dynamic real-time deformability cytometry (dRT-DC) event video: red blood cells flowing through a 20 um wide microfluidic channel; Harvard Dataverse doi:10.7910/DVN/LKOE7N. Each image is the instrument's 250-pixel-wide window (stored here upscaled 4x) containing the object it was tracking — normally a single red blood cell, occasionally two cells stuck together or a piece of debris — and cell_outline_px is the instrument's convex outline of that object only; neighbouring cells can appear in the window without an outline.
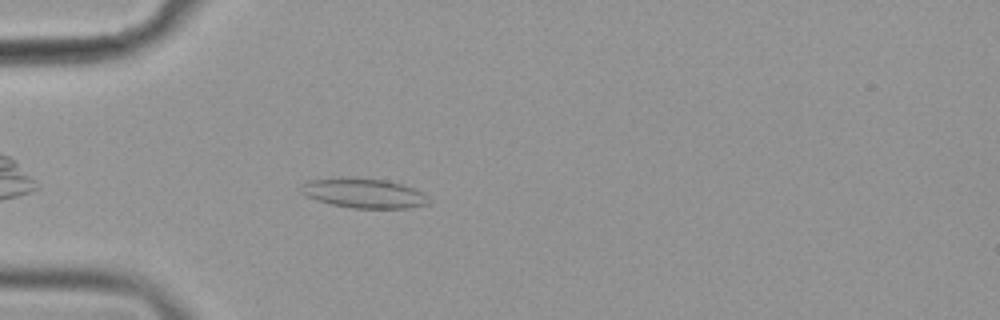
{"species": "common noctule bat (a hibernating species)", "species_latin": "Nyctalus noctula", "temperature_condition": "cold", "stored_images_in_passage": 45, "camera_frame_rate_fps": 3000, "um_per_image_px": 0.085, "animal": {"sex": "female", "body_mass_g": 19.9}, "frame": {"image": 1, "passage_image": 6, "time_ms": 1.667, "image_size_px": [1000, 320], "cell_outline_px": [[428, 204], [408, 208], [352, 208], [332, 204], [316, 200], [300, 192], [300, 184], [308, 180], [344, 176], [388, 180], [424, 192], [428, 196]], "centroid_in_image_um": [30.88, 16.4], "position_along_channel_um": 54.1, "area_um2": 22.31}}
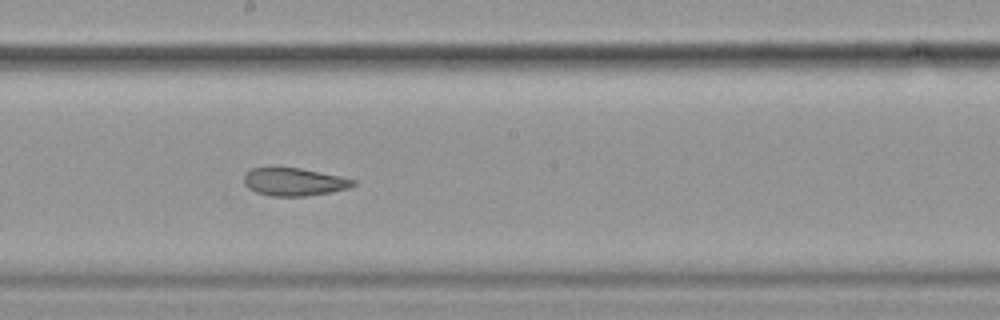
{"frame": {"image": 2, "passage_image": 21, "time_ms": 6.667, "image_size_px": [1000, 320], "cell_outline_px": [[356, 184], [348, 188], [332, 192], [304, 196], [272, 196], [256, 192], [248, 188], [244, 184], [244, 176], [252, 168], [300, 168], [340, 176], [356, 180]], "centroid_in_image_um": [25.01, 15.46], "position_along_channel_um": 223.2, "area_um2": 17.57}}
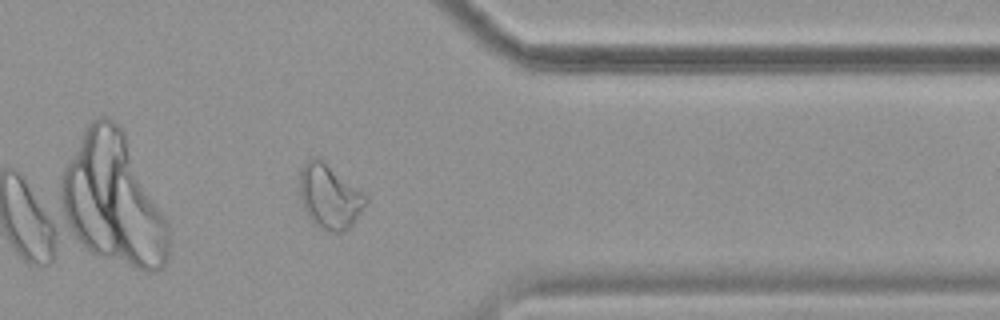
{"frame": {"image": 3, "passage_image": 35, "time_ms": 11.333, "image_size_px": [1000, 320], "cell_outline_px": [[368, 200], [352, 224], [348, 228], [340, 232], [328, 232], [312, 224], [304, 208], [300, 196], [300, 172], [304, 164], [312, 156], [316, 156], [368, 196]], "centroid_in_image_um": [27.99, 16.73], "position_along_channel_um": 383.4, "area_um2": 24.39}, "authors_computed_cell_mechanics": {"area_um2": 20.5768, "velocity_mm_per_s": 3.5996, "shape_relaxation_time_tau1_ms": null, "shape_relaxation_time_tau2_ms": 3.6696, "deformation_change_tau1": null, "deformation_change_tau2": 0.1008}}